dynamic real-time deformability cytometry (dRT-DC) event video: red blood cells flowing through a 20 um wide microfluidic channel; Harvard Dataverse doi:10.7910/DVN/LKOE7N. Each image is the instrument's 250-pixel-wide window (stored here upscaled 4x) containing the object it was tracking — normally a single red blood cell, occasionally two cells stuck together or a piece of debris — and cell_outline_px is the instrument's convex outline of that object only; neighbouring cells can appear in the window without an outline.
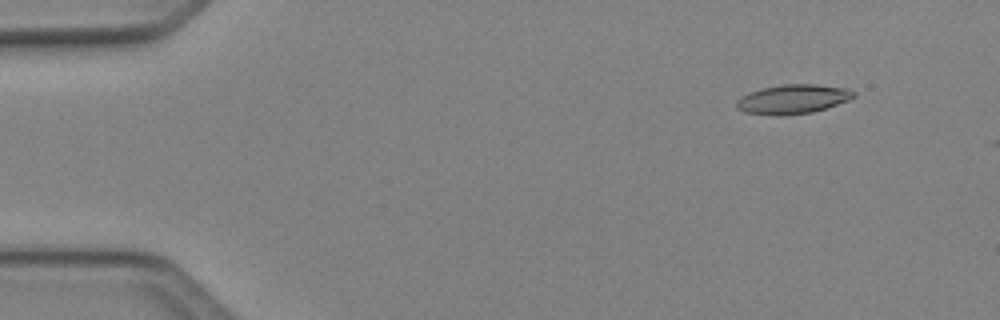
{"species": "Egyptian fruit bat (a non-hibernating species)", "species_latin": "Rousettus aegyptiacus", "temperature_condition": "cold", "stored_images_in_passage": 11, "camera_frame_rate_fps": 3000, "um_per_image_px": 0.085, "animal": {"sex": "female"}, "frame": {"image": 1, "passage_image": 5, "time_ms": 1.333, "image_size_px": [1000, 320], "cell_outline_px": [[856, 96], [848, 100], [812, 112], [780, 116], [744, 112], [736, 108], [736, 100], [740, 96], [748, 92], [760, 88], [784, 84], [816, 84], [844, 88], [856, 92]], "centroid_in_image_um": [67.33, 8.42], "position_along_channel_um": 17.7, "area_um2": 20.0}}